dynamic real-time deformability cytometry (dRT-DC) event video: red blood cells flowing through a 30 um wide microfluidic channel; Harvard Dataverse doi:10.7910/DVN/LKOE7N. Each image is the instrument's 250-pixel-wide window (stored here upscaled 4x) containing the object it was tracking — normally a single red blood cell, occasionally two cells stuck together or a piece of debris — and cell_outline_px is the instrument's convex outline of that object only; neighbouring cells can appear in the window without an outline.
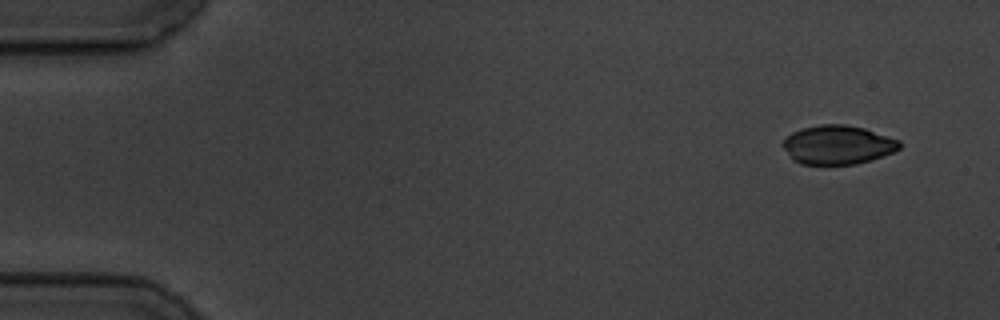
{"species": "common noctule bat (a hibernating species)", "species_latin": "Nyctalus noctula", "temperature_condition": "cold", "stored_images_in_passage": 5, "camera_frame_rate_fps": 3000, "um_per_image_px": 0.085, "animal": {"sex": "male", "body_mass_g": 19.5, "forearm_length_mm": 54.6}, "frame": {"image": 1, "passage_image": 1, "time_ms": 0.0, "image_size_px": [1000, 320], "cell_outline_px": [[900, 148], [884, 156], [856, 164], [800, 164], [792, 160], [784, 148], [784, 140], [792, 132], [800, 128], [820, 124], [844, 124], [864, 128], [900, 140]], "centroid_in_image_um": [71.2, 12.3], "position_along_channel_um": 13.8, "area_um2": 26.41}}
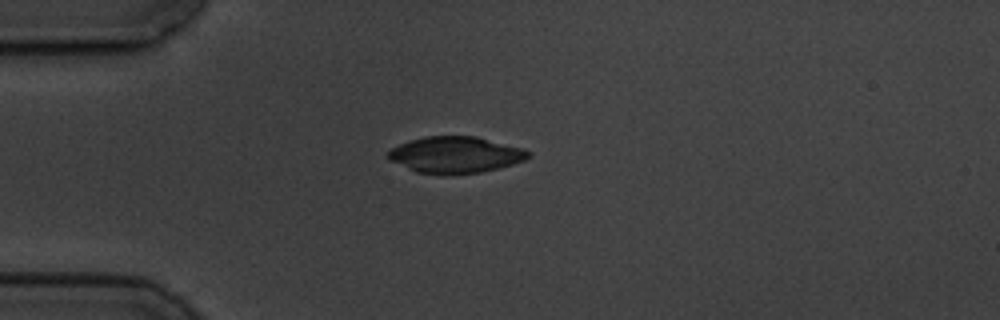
{"frame": {"image": 2, "passage_image": 4, "time_ms": 3.667, "image_size_px": [1000, 320], "cell_outline_px": [[532, 156], [524, 160], [512, 164], [480, 172], [452, 176], [416, 172], [388, 160], [384, 156], [392, 148], [408, 140], [424, 136], [476, 136], [520, 148], [532, 152]], "centroid_in_image_um": [38.65, 13.17], "position_along_channel_um": 46.3, "area_um2": 30.0}}